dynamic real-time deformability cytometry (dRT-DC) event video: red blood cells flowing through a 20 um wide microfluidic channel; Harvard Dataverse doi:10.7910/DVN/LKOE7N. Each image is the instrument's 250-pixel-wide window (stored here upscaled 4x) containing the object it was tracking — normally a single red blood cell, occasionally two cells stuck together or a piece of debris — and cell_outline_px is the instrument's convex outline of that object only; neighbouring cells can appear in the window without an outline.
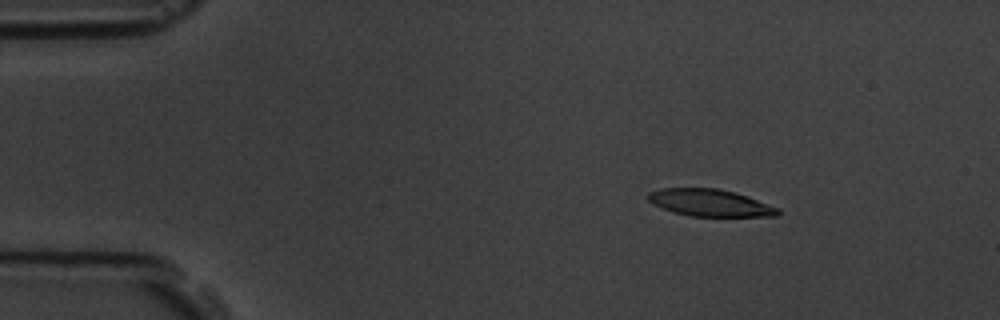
{"species": "common noctule bat (a hibernating species)", "species_latin": "Nyctalus noctula", "temperature_condition": "room temperature", "stored_images_in_passage": 15, "camera_frame_rate_fps": 3000, "um_per_image_px": 0.085, "animal": {"sex": "male", "body_mass_g": 19.5, "forearm_length_mm": 54.6}, "frame": {"image": 1, "passage_image": 3, "time_ms": 2.333, "image_size_px": [1000, 320], "cell_outline_px": [[780, 216], [688, 216], [672, 212], [660, 208], [652, 204], [648, 200], [648, 192], [660, 188], [716, 188], [732, 192], [780, 208]], "centroid_in_image_um": [60.29, 17.25], "position_along_channel_um": 24.7, "area_um2": 20.4}}
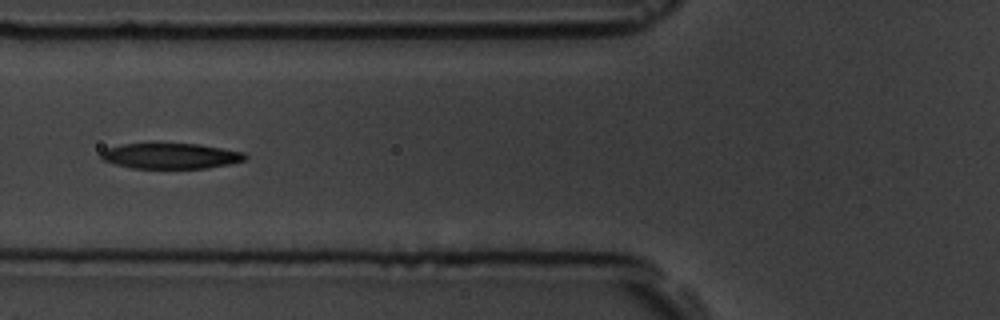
{"frame": {"image": 2, "passage_image": 6, "time_ms": 6.667, "image_size_px": [1000, 320], "cell_outline_px": [[248, 156], [244, 160], [228, 164], [208, 168], [132, 168], [100, 160], [100, 152], [108, 148], [120, 144], [200, 144], [244, 152]], "centroid_in_image_um": [14.49, 13.26], "position_along_channel_um": 111.3, "area_um2": 21.39}}
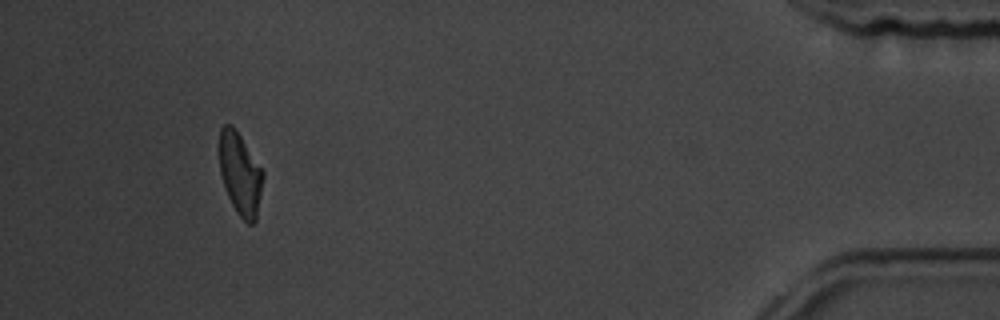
{"frame": {"image": 3, "passage_image": 14, "time_ms": 16.667, "image_size_px": [1000, 320], "cell_outline_px": [[264, 176], [256, 220], [252, 224], [248, 224], [236, 212], [228, 196], [220, 172], [220, 128], [224, 124], [232, 124], [264, 172]], "centroid_in_image_um": [20.42, 14.79], "position_along_channel_um": 414.8, "area_um2": 20.63}, "authors_computed_cell_mechanics": {"area_um2": 21.7328, "velocity_mm_per_s": 3.7081, "shape_relaxation_time_tau1_ms": 3.294, "shape_relaxation_time_tau2_ms": 2.9005, "deformation_change_tau1": 0.1462, "deformation_change_tau2": 0.1073}}